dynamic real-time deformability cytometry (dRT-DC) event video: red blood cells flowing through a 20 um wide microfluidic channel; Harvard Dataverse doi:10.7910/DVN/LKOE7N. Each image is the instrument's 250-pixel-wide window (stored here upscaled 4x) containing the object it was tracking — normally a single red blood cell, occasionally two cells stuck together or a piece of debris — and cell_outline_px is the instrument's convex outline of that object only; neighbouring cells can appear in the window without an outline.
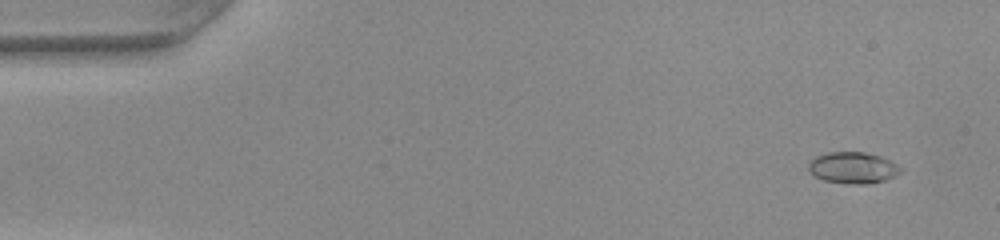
{"species": "common noctule bat (a hibernating species)", "species_latin": "Nyctalus noctula", "temperature_condition": "warm", "stored_images_in_passage": 51, "camera_frame_rate_fps": 3000, "um_per_image_px": 0.085, "animal": {"sex": "female", "body_mass_g": 22.0, "forearm_length_mm": 56.7}, "frame": {"image": 1, "passage_image": 4, "time_ms": 1.0, "image_size_px": [1000, 240], "cell_outline_px": [[900, 172], [896, 176], [884, 180], [868, 184], [852, 184], [824, 180], [808, 172], [808, 160], [816, 156], [828, 152], [864, 152], [880, 156], [896, 164], [900, 168]], "centroid_in_image_um": [72.45, 14.25], "position_along_channel_um": 12.5, "area_um2": 16.82}}
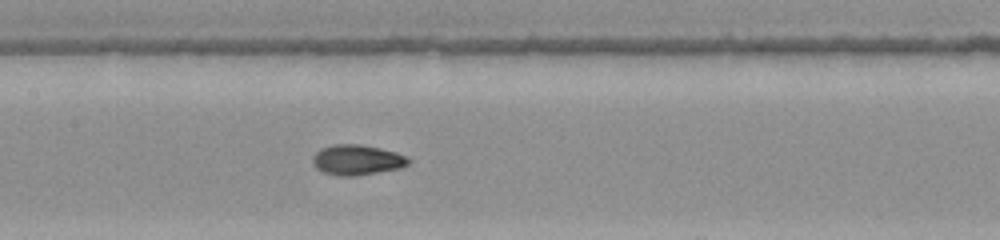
{"frame": {"image": 2, "passage_image": 25, "time_ms": 8.0, "image_size_px": [1000, 240], "cell_outline_px": [[412, 160], [408, 164], [400, 168], [380, 172], [356, 176], [336, 176], [324, 172], [316, 168], [312, 160], [312, 156], [320, 148], [332, 144], [360, 144], [380, 148], [396, 152], [408, 156]], "centroid_in_image_um": [30.36, 13.59], "position_along_channel_um": 177.0, "area_um2": 17.17}}
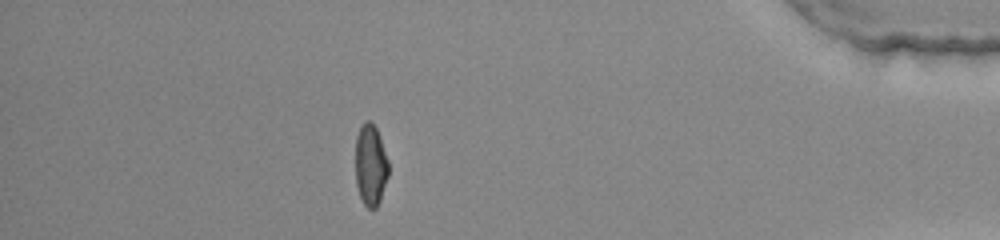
{"frame": {"image": 3, "passage_image": 45, "time_ms": 14.667, "image_size_px": [1000, 240], "cell_outline_px": [[388, 176], [380, 200], [376, 208], [368, 208], [364, 204], [360, 196], [356, 184], [356, 136], [364, 120], [368, 120], [376, 128], [388, 160]], "centroid_in_image_um": [31.49, 14.04], "position_along_channel_um": 403.7, "area_um2": 15.49}, "authors_computed_cell_mechanics": {"area_um2": 16.184, "velocity_mm_per_s": 4.0907, "shape_relaxation_time_tau1_ms": 3.548, "shape_relaxation_time_tau2_ms": 1.1494, "deformation_change_tau1": 0.178, "deformation_change_tau2": 0.0594}}